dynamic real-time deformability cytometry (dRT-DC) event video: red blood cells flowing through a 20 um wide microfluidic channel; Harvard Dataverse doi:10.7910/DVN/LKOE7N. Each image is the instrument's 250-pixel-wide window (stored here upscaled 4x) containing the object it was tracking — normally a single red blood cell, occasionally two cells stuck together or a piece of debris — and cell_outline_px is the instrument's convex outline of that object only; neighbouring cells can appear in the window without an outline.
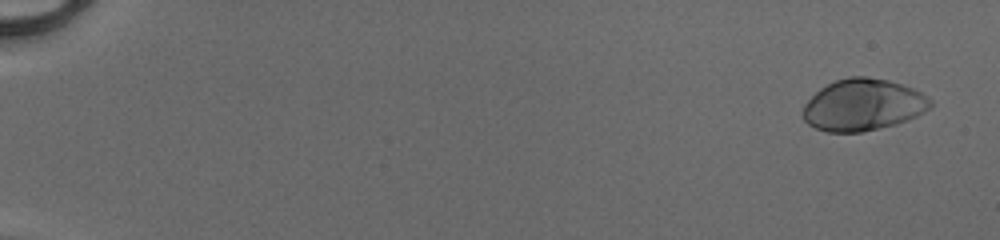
{"species": "human", "species_latin": "Homo sapiens", "temperature_condition": "cold", "stored_images_in_passage": 53, "camera_frame_rate_fps": 3000, "um_per_image_px": 0.085, "donor": {"sex": "male"}, "frame": {"image": 1, "passage_image": 3, "time_ms": 0.667, "image_size_px": [1000, 240], "cell_outline_px": [[932, 108], [916, 116], [896, 124], [860, 132], [828, 132], [816, 128], [808, 124], [804, 120], [800, 112], [804, 104], [820, 88], [836, 80], [848, 76], [864, 76], [888, 80], [912, 88], [920, 92], [932, 100]], "centroid_in_image_um": [73.34, 8.91], "position_along_channel_um": 11.7, "area_um2": 38.44}}
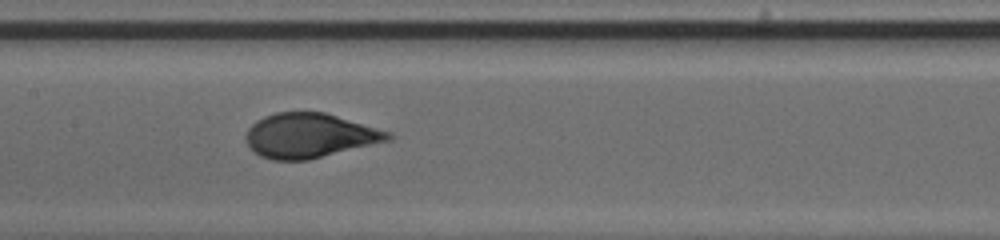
{"frame": {"image": 2, "passage_image": 29, "time_ms": 9.333, "image_size_px": [1000, 240], "cell_outline_px": [[396, 136], [392, 140], [308, 160], [272, 160], [260, 156], [244, 140], [244, 136], [248, 128], [256, 120], [264, 116], [276, 112], [324, 112], [392, 132]], "centroid_in_image_um": [26.34, 11.52], "position_along_channel_um": 181.1, "area_um2": 37.11}}
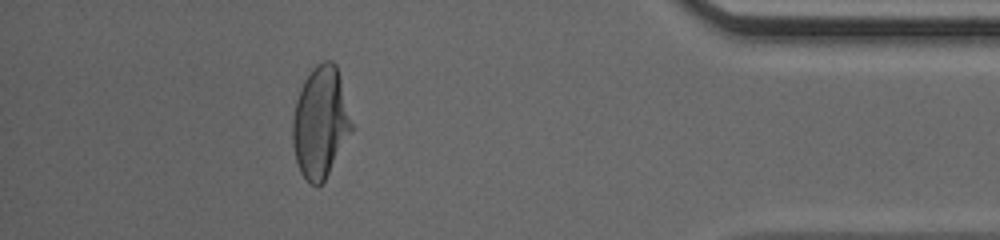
{"frame": {"image": 3, "passage_image": 48, "time_ms": 15.667, "image_size_px": [1000, 240], "cell_outline_px": [[352, 132], [324, 180], [316, 188], [308, 184], [300, 172], [296, 160], [292, 144], [292, 116], [296, 100], [300, 88], [304, 80], [312, 68], [316, 64], [324, 60], [332, 60], [336, 64], [352, 124]], "centroid_in_image_um": [27.2, 10.42], "position_along_channel_um": 408.0, "area_um2": 38.26}, "authors_computed_cell_mechanics": {"area_um2": 37.7434, "velocity_mm_per_s": 4.1291, "shape_relaxation_time_tau1_ms": 4.2094, "shape_relaxation_time_tau2_ms": null, "deformation_change_tau1": 0.1914, "deformation_change_tau2": null}}